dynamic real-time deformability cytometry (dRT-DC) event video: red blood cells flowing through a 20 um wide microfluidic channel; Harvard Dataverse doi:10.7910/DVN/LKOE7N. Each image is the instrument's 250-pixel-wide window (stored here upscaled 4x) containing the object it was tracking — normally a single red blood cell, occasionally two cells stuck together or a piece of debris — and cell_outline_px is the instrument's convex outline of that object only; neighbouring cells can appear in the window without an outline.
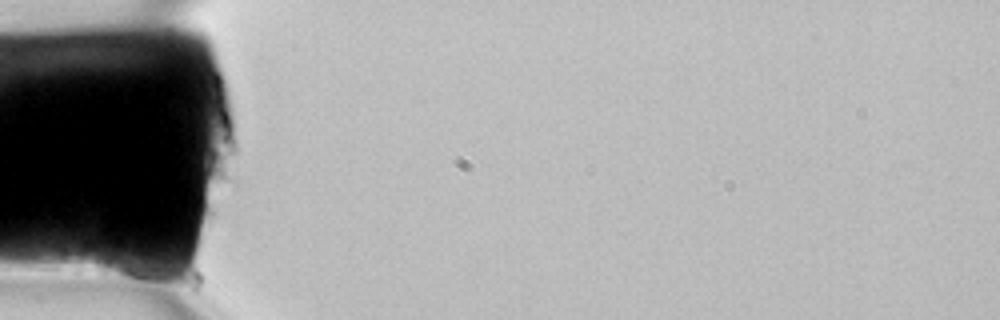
{"species": "common noctule bat (a hibernating species)", "species_latin": "Nyctalus noctula", "temperature_condition": "room temperature", "stored_images_in_passage": 3, "camera_frame_rate_fps": 3000, "um_per_image_px": 0.085, "animal": {"sex": "female", "body_mass_g": 22.7, "forearm_length_mm": 54.2}, "frame": {"image": 1, "passage_image": 1, "time_ms": 0.0, "image_size_px": [1000, 320], "cell_outline_px": [[164, 276], [156, 288], [100, 272], [96, 268], [96, 252], [100, 248], [140, 256]], "centroid_in_image_um": [10.84, 22.73], "position_along_channel_um": 74.2, "area_um2": 11.21}}